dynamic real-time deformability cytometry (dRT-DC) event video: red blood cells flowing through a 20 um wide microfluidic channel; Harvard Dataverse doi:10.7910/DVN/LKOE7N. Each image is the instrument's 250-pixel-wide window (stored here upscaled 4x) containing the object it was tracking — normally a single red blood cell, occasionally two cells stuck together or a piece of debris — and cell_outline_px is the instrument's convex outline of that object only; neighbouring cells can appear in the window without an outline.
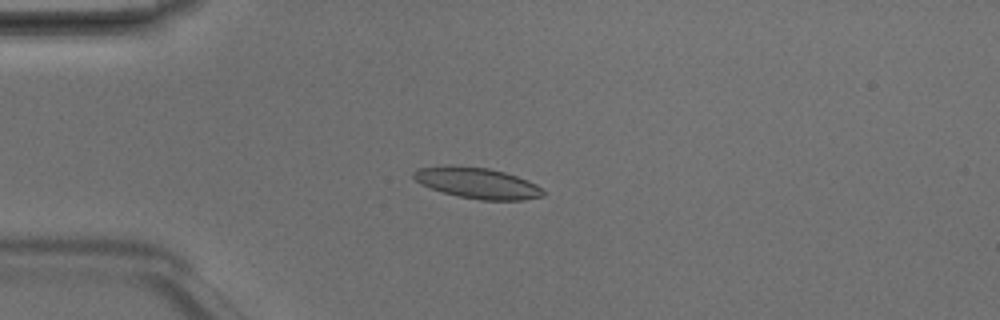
{"species": "Egyptian fruit bat (a non-hibernating species)", "species_latin": "Rousettus aegyptiacus", "temperature_condition": "room temperature", "stored_images_in_passage": 4, "camera_frame_rate_fps": 3000, "um_per_image_px": 0.085, "animal": {"sex": "male"}, "frame": {"image": 1, "passage_image": 4, "time_ms": 1.0, "image_size_px": [1000, 320], "cell_outline_px": [[544, 196], [524, 200], [480, 200], [460, 196], [444, 192], [420, 184], [412, 176], [412, 172], [416, 168], [452, 164], [488, 168], [504, 172], [528, 180], [536, 184], [544, 192]], "centroid_in_image_um": [40.54, 15.54], "position_along_channel_um": 44.5, "area_um2": 23.41}}